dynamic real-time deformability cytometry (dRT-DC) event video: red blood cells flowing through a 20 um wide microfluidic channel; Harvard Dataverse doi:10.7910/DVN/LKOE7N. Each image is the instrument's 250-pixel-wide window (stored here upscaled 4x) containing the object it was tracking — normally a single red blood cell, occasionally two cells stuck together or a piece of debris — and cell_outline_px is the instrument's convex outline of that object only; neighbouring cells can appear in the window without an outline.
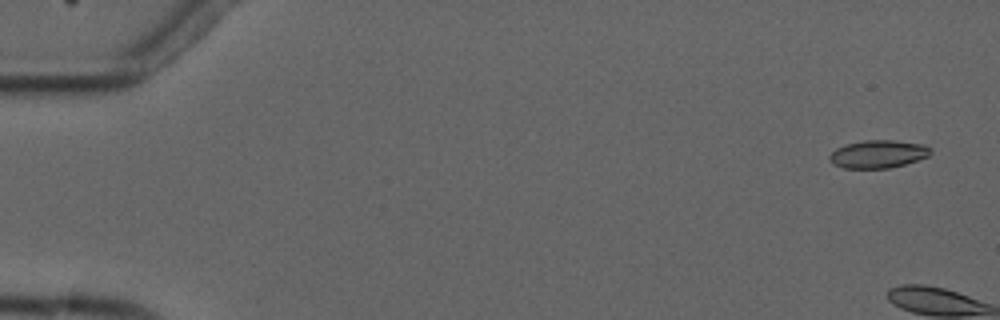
{"species": "common noctule bat (a hibernating species)", "species_latin": "Nyctalus noctula", "temperature_condition": "cold", "stored_images_in_passage": 7, "camera_frame_rate_fps": 3000, "um_per_image_px": 0.085, "animal": {"sex": "male", "forearm_length_mm": 52.5}, "frame": {"image": 1, "passage_image": 1, "time_ms": 0.0, "image_size_px": [1000, 320], "cell_outline_px": [[932, 152], [928, 156], [904, 164], [888, 168], [844, 168], [832, 164], [828, 160], [828, 156], [836, 148], [844, 144], [864, 140], [892, 140], [924, 144], [932, 148]], "centroid_in_image_um": [74.61, 13.09], "position_along_channel_um": 10.4, "area_um2": 16.53}}
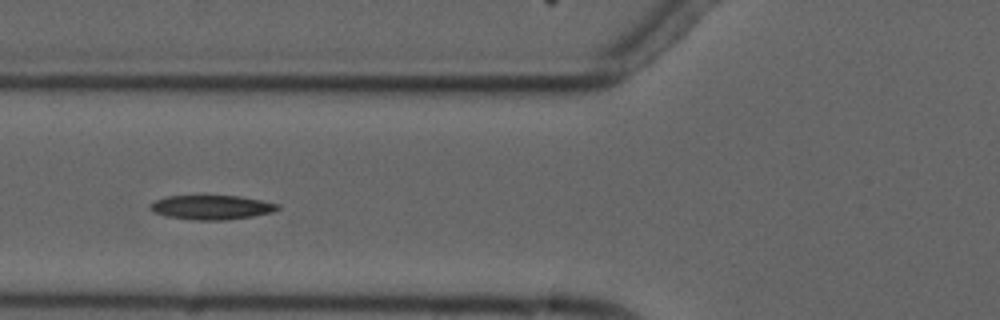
{"frame": {"image": 2, "passage_image": 7, "time_ms": 7.333, "image_size_px": [1000, 320], "cell_outline_px": [[280, 208], [272, 212], [252, 216], [224, 220], [192, 220], [168, 216], [156, 212], [148, 208], [148, 204], [156, 200], [168, 196], [240, 196], [280, 204]], "centroid_in_image_um": [17.98, 17.62], "position_along_channel_um": 107.8, "area_um2": 17.92}}